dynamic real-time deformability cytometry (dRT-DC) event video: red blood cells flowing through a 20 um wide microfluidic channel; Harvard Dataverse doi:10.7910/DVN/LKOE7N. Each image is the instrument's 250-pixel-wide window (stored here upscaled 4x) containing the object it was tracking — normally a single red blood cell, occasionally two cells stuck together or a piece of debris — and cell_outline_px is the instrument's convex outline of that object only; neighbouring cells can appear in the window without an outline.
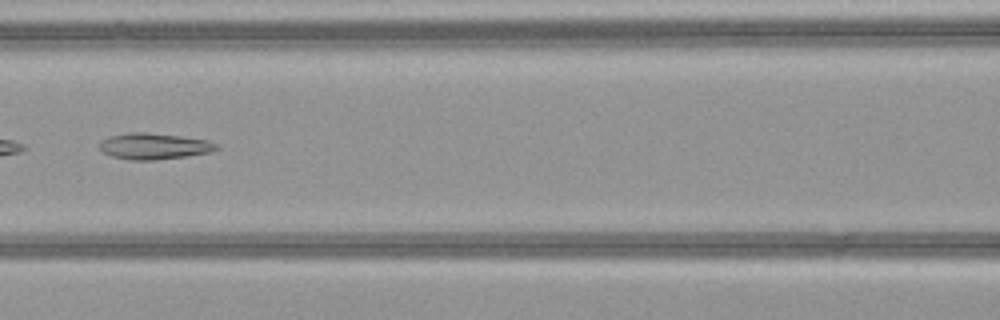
{"species": "common noctule bat (a hibernating species)", "species_latin": "Nyctalus noctula", "temperature_condition": "warm", "stored_images_in_passage": 13, "camera_frame_rate_fps": 3000, "um_per_image_px": 0.085, "animal": {"sex": "female", "body_mass_g": 21.9}, "frame": {"image": 1, "passage_image": 11, "time_ms": 3.333, "image_size_px": [1000, 320], "cell_outline_px": [[220, 148], [212, 152], [156, 160], [132, 160], [112, 156], [104, 152], [100, 148], [100, 140], [112, 136], [128, 132], [144, 132], [180, 136], [208, 140], [216, 144]], "centroid_in_image_um": [13.11, 12.42], "position_along_channel_um": 153.5, "area_um2": 17.69}}